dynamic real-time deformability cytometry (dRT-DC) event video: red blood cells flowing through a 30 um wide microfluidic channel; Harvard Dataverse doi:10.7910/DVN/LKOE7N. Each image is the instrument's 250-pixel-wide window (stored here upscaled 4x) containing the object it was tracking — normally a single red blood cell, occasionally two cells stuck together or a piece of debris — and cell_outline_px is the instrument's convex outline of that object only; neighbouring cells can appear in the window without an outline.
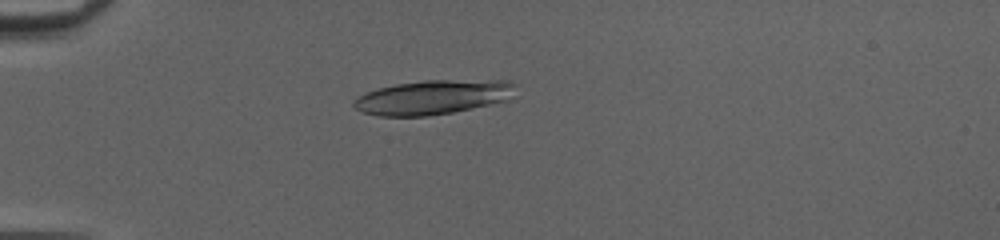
{"species": "common noctule bat (a hibernating species)", "species_latin": "Nyctalus noctula", "temperature_condition": "cold", "stored_images_in_passage": 51, "camera_frame_rate_fps": 3000, "um_per_image_px": 0.085, "animal": {"sex": "female", "body_mass_g": 20.0, "forearm_length_mm": 54.0}, "frame": {"image": 1, "passage_image": 16, "time_ms": 5.0, "image_size_px": [1000, 240], "cell_outline_px": [[516, 84], [508, 100], [452, 112], [428, 116], [380, 116], [364, 112], [352, 108], [352, 100], [364, 92], [396, 84], [424, 80], [512, 80]], "centroid_in_image_um": [36.76, 8.25], "position_along_channel_um": 48.2, "area_um2": 32.43}}